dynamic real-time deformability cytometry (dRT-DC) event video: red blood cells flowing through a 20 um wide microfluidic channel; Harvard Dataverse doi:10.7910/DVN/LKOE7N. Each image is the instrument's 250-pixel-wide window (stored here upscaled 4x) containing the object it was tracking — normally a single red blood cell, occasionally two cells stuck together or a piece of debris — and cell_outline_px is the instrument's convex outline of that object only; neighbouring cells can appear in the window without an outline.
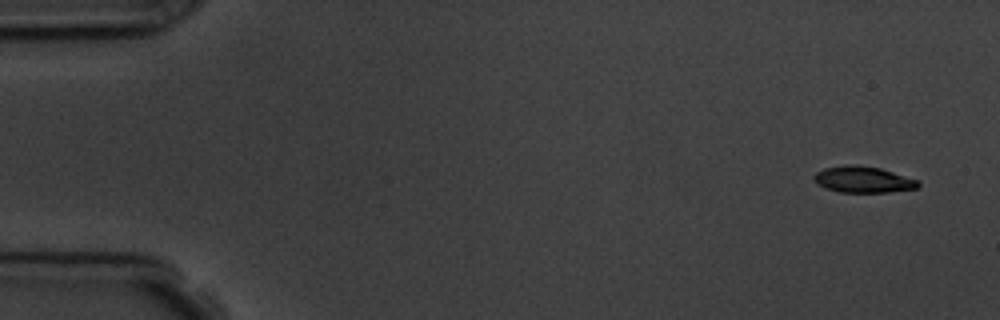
{"species": "common noctule bat (a hibernating species)", "species_latin": "Nyctalus noctula", "temperature_condition": "room temperature", "stored_images_in_passage": 6, "camera_frame_rate_fps": 3000, "um_per_image_px": 0.085, "animal": {"sex": "male", "body_mass_g": 19.5, "forearm_length_mm": 54.6}, "frame": {"image": 1, "passage_image": 1, "time_ms": 0.0, "image_size_px": [1000, 320], "cell_outline_px": [[920, 184], [916, 188], [888, 192], [840, 192], [824, 188], [816, 184], [812, 180], [812, 176], [816, 172], [824, 168], [844, 164], [856, 164], [880, 168], [916, 180]], "centroid_in_image_um": [73.26, 15.25], "position_along_channel_um": 11.7, "area_um2": 16.01}}
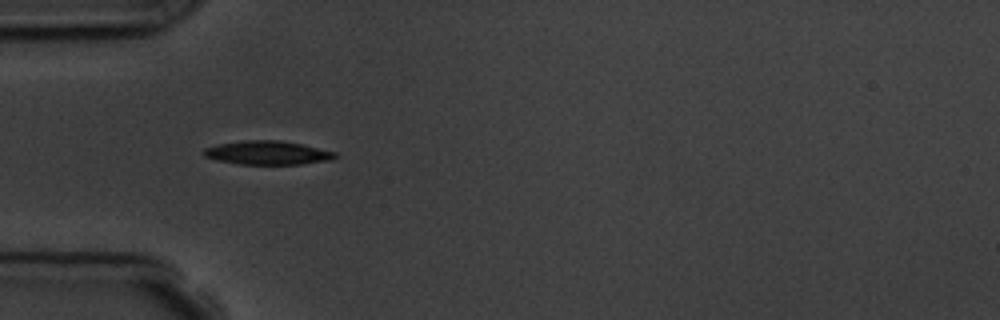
{"frame": {"image": 2, "passage_image": 5, "time_ms": 4.667, "image_size_px": [1000, 320], "cell_outline_px": [[336, 156], [332, 160], [300, 164], [236, 164], [216, 160], [204, 156], [200, 152], [204, 148], [216, 144], [244, 140], [280, 140], [300, 144], [336, 152]], "centroid_in_image_um": [22.67, 12.98], "position_along_channel_um": 62.3, "area_um2": 18.26}}